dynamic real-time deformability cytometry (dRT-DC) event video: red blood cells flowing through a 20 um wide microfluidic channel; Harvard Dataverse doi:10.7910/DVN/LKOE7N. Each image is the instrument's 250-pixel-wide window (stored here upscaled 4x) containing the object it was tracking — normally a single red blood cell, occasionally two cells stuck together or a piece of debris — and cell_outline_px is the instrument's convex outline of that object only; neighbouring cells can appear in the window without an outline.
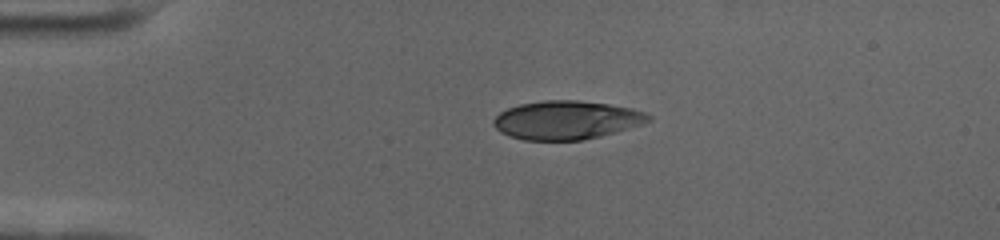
{"species": "human", "species_latin": "Homo sapiens", "temperature_condition": "cold", "stored_images_in_passage": 45, "camera_frame_rate_fps": 3000, "um_per_image_px": 0.085, "donor": {"sex": "female"}, "frame": {"image": 1, "passage_image": 1, "time_ms": 0.0, "image_size_px": [1000, 240], "cell_outline_px": [[652, 120], [644, 124], [600, 136], [580, 140], [524, 140], [508, 136], [500, 132], [492, 124], [492, 120], [500, 112], [508, 108], [520, 104], [544, 100], [576, 100], [608, 104], [632, 108], [644, 112], [652, 116]], "centroid_in_image_um": [48.15, 10.21], "position_along_channel_um": 36.9, "area_um2": 34.91}}
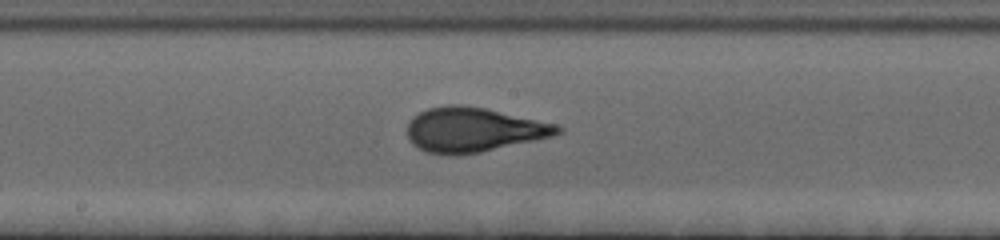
{"frame": {"image": 2, "passage_image": 19, "time_ms": 6.0, "image_size_px": [1000, 240], "cell_outline_px": [[564, 132], [552, 136], [536, 140], [480, 152], [456, 156], [452, 156], [428, 152], [412, 144], [408, 140], [408, 124], [412, 116], [428, 108], [448, 104], [460, 104], [484, 108], [556, 124], [564, 128]], "centroid_in_image_um": [40.23, 11.03], "position_along_channel_um": 208.0, "area_um2": 39.02}}
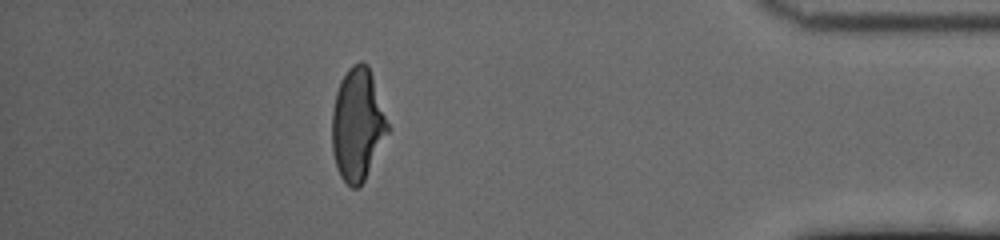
{"frame": {"image": 3, "passage_image": 39, "time_ms": 12.667, "image_size_px": [1000, 240], "cell_outline_px": [[392, 128], [364, 180], [356, 188], [352, 188], [340, 176], [336, 168], [332, 152], [332, 112], [336, 92], [340, 80], [348, 68], [352, 64], [360, 60], [368, 64]], "centroid_in_image_um": [30.41, 10.55], "position_along_channel_um": 404.8, "area_um2": 37.17}, "authors_computed_cell_mechanics": {"area_um2": 37.1654, "velocity_mm_per_s": 3.5509, "shape_relaxation_time_tau1_ms": 4.2066, "shape_relaxation_time_tau2_ms": null, "deformation_change_tau1": 0.1892, "deformation_change_tau2": null}}